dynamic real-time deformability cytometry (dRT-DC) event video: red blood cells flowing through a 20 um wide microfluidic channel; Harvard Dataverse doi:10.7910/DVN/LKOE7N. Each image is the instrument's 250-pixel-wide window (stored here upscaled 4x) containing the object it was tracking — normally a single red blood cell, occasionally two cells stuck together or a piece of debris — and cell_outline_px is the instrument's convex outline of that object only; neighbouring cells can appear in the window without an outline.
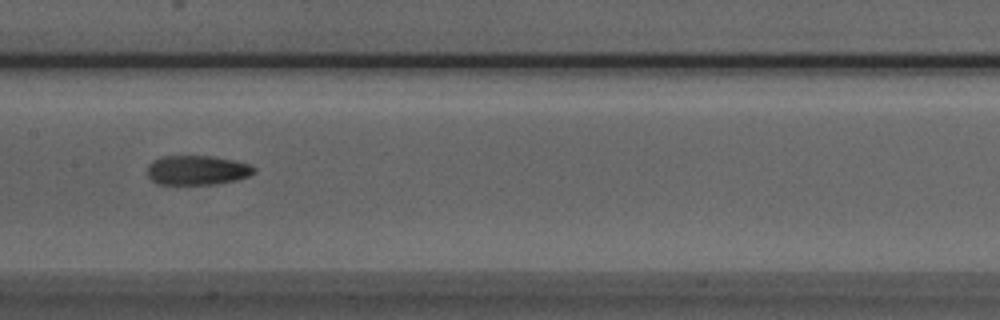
{"species": "Egyptian fruit bat (a non-hibernating species)", "species_latin": "Rousettus aegyptiacus", "temperature_condition": "room temperature", "stored_images_in_passage": 10, "camera_frame_rate_fps": 3000, "um_per_image_px": 0.085, "animal": {"sex": "male"}, "frame": {"image": 1, "passage_image": 7, "time_ms": 2.0, "image_size_px": [1000, 320], "cell_outline_px": [[256, 172], [248, 176], [236, 180], [216, 184], [156, 184], [148, 176], [148, 164], [152, 160], [164, 156], [212, 156], [236, 160], [252, 164], [256, 168]], "centroid_in_image_um": [16.79, 14.46], "position_along_channel_um": 190.6, "area_um2": 18.55}}
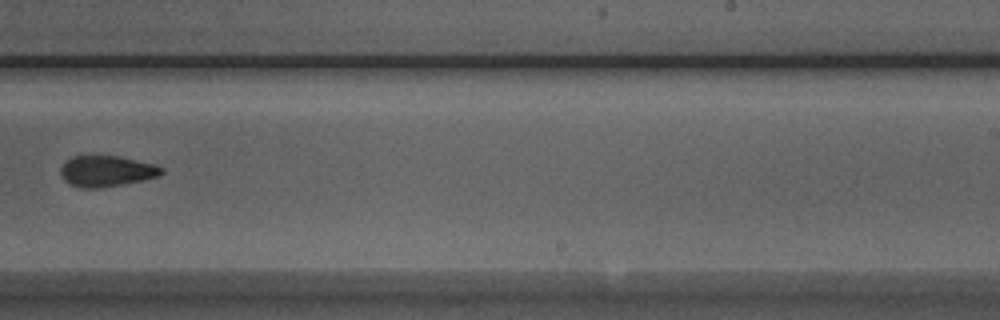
{"frame": {"image": 2, "passage_image": 9, "time_ms": 2.667, "image_size_px": [1000, 320], "cell_outline_px": [[164, 172], [156, 176], [144, 180], [124, 184], [96, 188], [76, 188], [68, 184], [64, 180], [60, 172], [60, 168], [64, 160], [72, 156], [116, 156], [156, 164], [164, 168]], "centroid_in_image_um": [9.01, 14.55], "position_along_channel_um": 280.0, "area_um2": 18.38}}
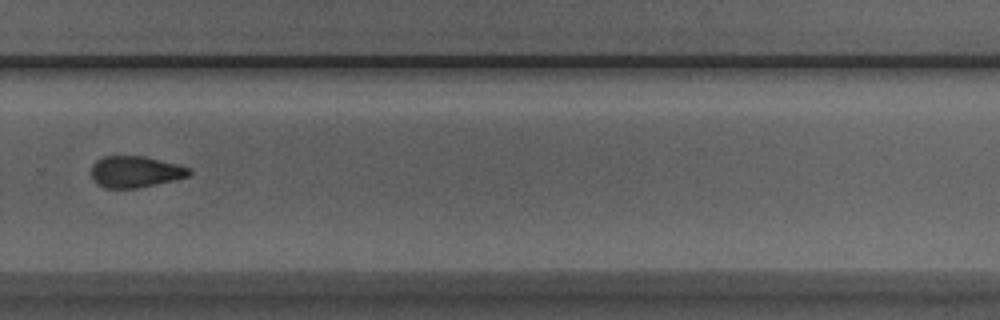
{"frame": {"image": 3, "passage_image": 10, "time_ms": 3.0, "image_size_px": [1000, 320], "cell_outline_px": [[192, 172], [188, 176], [172, 180], [136, 188], [104, 188], [96, 184], [92, 180], [92, 164], [96, 160], [104, 156], [144, 156], [192, 168]], "centroid_in_image_um": [11.47, 14.6], "position_along_channel_um": 318.3, "area_um2": 17.86}}